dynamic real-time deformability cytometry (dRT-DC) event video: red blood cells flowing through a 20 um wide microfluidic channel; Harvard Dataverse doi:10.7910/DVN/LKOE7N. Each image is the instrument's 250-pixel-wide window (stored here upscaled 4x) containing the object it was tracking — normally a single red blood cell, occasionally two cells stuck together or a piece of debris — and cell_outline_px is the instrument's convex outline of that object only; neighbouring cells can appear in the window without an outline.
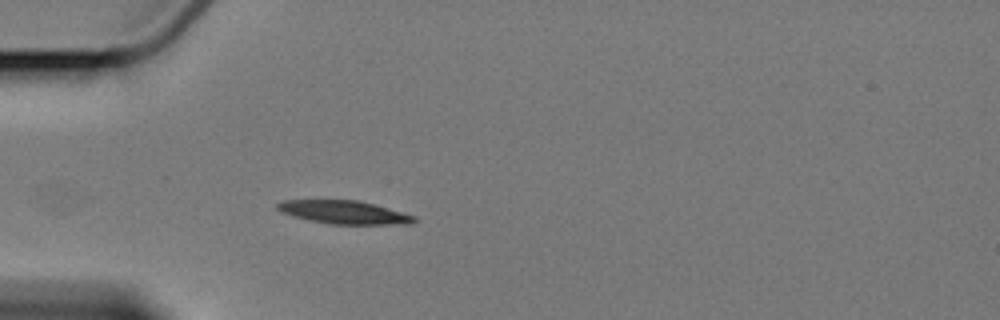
{"species": "Egyptian fruit bat (a non-hibernating species)", "species_latin": "Rousettus aegyptiacus", "temperature_condition": "cold", "stored_images_in_passage": 5, "camera_frame_rate_fps": 3000, "um_per_image_px": 0.085, "animal": {"sex": "female"}, "frame": {"image": 1, "passage_image": 5, "time_ms": 4.667, "image_size_px": [1000, 320], "cell_outline_px": [[416, 220], [412, 224], [328, 224], [308, 220], [292, 216], [280, 212], [276, 208], [276, 204], [284, 200], [356, 200], [372, 204], [416, 216]], "centroid_in_image_um": [29.2, 18.05], "position_along_channel_um": 55.8, "area_um2": 18.44}}